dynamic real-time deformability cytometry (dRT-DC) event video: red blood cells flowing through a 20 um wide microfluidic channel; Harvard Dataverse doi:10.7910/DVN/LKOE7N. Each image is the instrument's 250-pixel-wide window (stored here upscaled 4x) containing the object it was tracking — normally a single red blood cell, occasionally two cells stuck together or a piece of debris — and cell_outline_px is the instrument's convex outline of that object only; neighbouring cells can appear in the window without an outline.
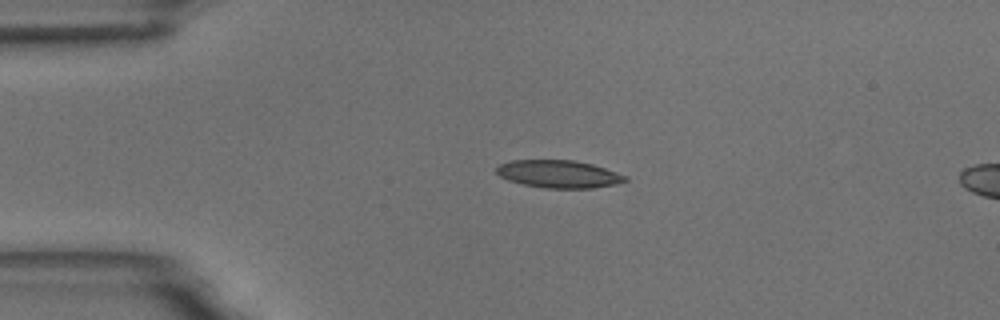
{"species": "common noctule bat (a hibernating species)", "species_latin": "Nyctalus noctula", "temperature_condition": "room temperature", "stored_images_in_passage": 46, "camera_frame_rate_fps": 3000, "um_per_image_px": 0.085, "animal": {"sex": "male", "body_mass_g": 18.8}, "frame": {"image": 1, "passage_image": 1, "time_ms": 0.0, "image_size_px": [1000, 320], "cell_outline_px": [[628, 180], [616, 184], [592, 188], [544, 188], [524, 184], [508, 180], [500, 176], [496, 172], [496, 168], [500, 164], [512, 160], [572, 160], [592, 164], [628, 176]], "centroid_in_image_um": [47.5, 14.79], "position_along_channel_um": 37.5, "area_um2": 20.63}}
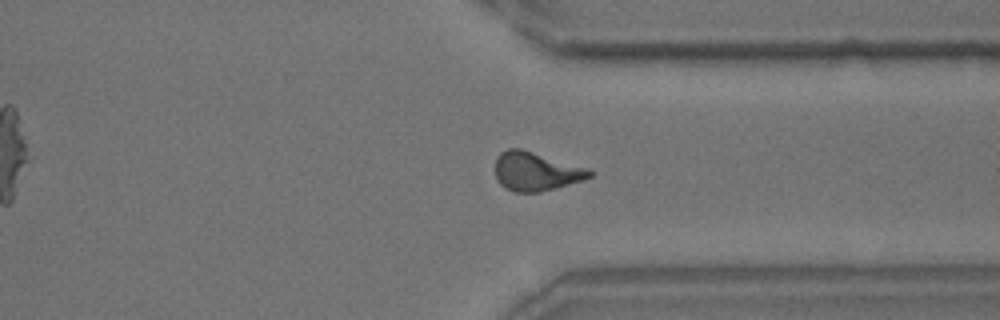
{"frame": {"image": 2, "passage_image": 32, "time_ms": 10.333, "image_size_px": [1000, 320], "cell_outline_px": [[592, 176], [584, 180], [556, 188], [540, 192], [512, 192], [500, 184], [496, 180], [496, 156], [500, 152], [508, 148], [520, 148], [588, 168], [592, 172]], "centroid_in_image_um": [45.54, 14.57], "position_along_channel_um": 365.9, "area_um2": 21.39}}
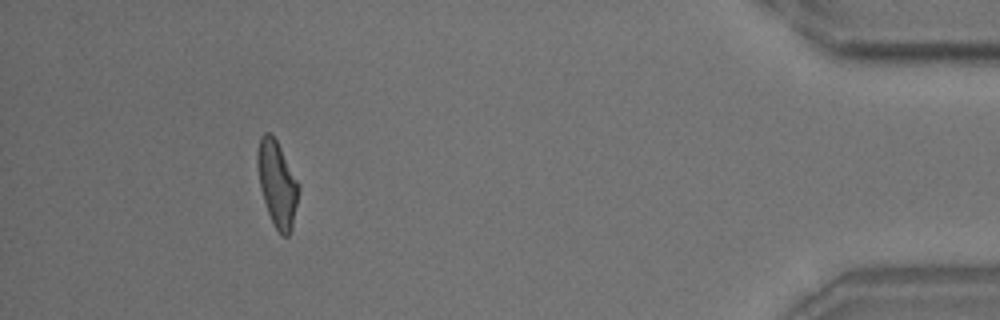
{"frame": {"image": 3, "passage_image": 41, "time_ms": 13.333, "image_size_px": [1000, 320], "cell_outline_px": [[300, 188], [292, 228], [288, 236], [280, 236], [268, 212], [260, 188], [256, 160], [256, 156], [260, 136], [264, 132], [268, 132], [276, 140], [300, 184]], "centroid_in_image_um": [23.56, 15.62], "position_along_channel_um": 411.6, "area_um2": 20.52}, "authors_computed_cell_mechanics": {"area_um2": 20.808, "velocity_mm_per_s": 3.4962, "shape_relaxation_time_tau1_ms": 6.4552, "shape_relaxation_time_tau2_ms": 2.3937, "deformation_change_tau1": 0.2045, "deformation_change_tau2": 0.0994}}